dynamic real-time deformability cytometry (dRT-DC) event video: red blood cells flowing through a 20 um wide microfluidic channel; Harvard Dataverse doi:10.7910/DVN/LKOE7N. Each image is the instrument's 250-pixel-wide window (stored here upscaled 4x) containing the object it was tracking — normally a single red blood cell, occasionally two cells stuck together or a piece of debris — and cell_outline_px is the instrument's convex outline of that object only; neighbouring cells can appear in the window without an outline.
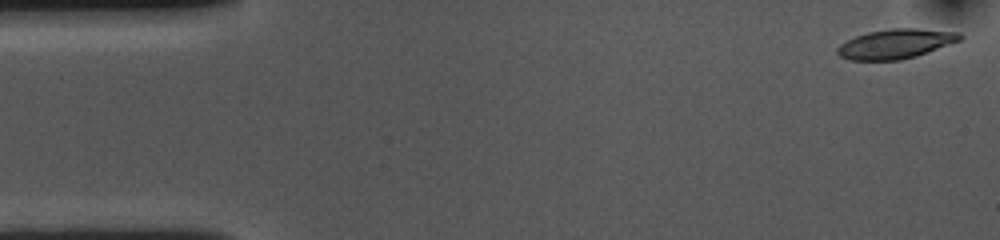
{"species": "common noctule bat (a hibernating species)", "species_latin": "Nyctalus noctula", "temperature_condition": "cold", "stored_images_in_passage": 7, "camera_frame_rate_fps": 3000, "um_per_image_px": 0.085, "animal": {"sex": "female", "body_mass_g": 10.0, "forearm_length_mm": 53.1}, "frame": {"image": 1, "passage_image": 1, "time_ms": 0.0, "image_size_px": [1000, 240], "cell_outline_px": [[964, 36], [960, 40], [928, 52], [916, 56], [900, 60], [848, 60], [840, 56], [836, 52], [836, 48], [840, 44], [856, 36], [868, 32], [892, 28], [916, 28], [960, 32]], "centroid_in_image_um": [76.13, 3.72], "position_along_channel_um": 8.9, "area_um2": 21.1}}